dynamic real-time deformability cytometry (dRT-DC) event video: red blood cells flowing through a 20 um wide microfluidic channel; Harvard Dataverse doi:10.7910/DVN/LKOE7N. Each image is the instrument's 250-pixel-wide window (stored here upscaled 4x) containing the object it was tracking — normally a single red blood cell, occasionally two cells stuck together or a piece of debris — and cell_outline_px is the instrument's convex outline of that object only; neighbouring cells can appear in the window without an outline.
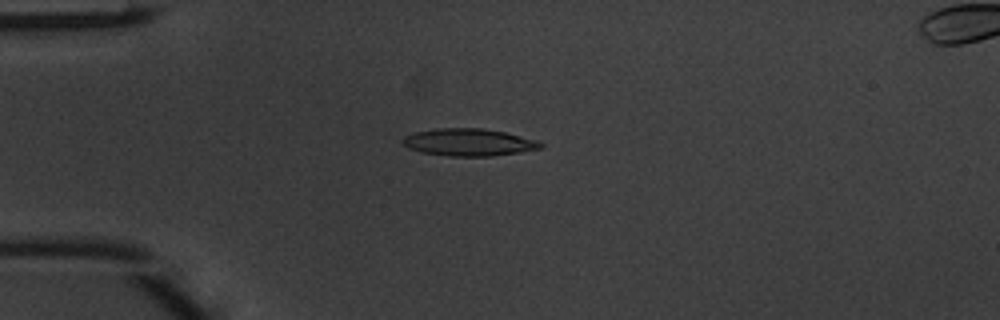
{"species": "common noctule bat (a hibernating species)", "species_latin": "Nyctalus noctula", "temperature_condition": "warm", "stored_images_in_passage": 37, "camera_frame_rate_fps": 3000, "um_per_image_px": 0.085, "animal": {"sex": "male", "body_mass_g": 20.1, "forearm_length_mm": 53.5}, "frame": {"image": 1, "passage_image": 1, "time_ms": 0.0, "image_size_px": [1000, 320], "cell_outline_px": [[544, 148], [520, 152], [492, 156], [448, 156], [420, 152], [408, 148], [400, 140], [404, 136], [416, 132], [436, 128], [484, 128], [504, 132], [536, 140], [544, 144]], "centroid_in_image_um": [39.84, 12.09], "position_along_channel_um": 45.2, "area_um2": 22.02}}
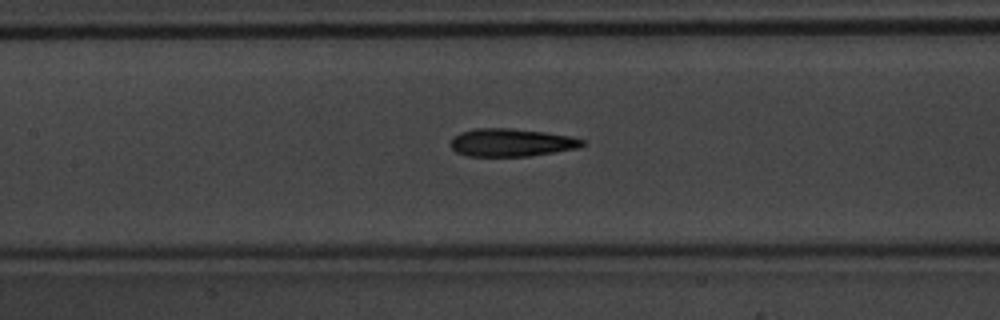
{"frame": {"image": 2, "passage_image": 11, "time_ms": 3.333, "image_size_px": [1000, 320], "cell_outline_px": [[584, 144], [576, 148], [528, 156], [468, 156], [456, 152], [448, 144], [452, 136], [460, 132], [476, 128], [512, 128], [544, 132], [572, 136], [584, 140]], "centroid_in_image_um": [43.39, 12.1], "position_along_channel_um": 164.0, "area_um2": 21.44}}
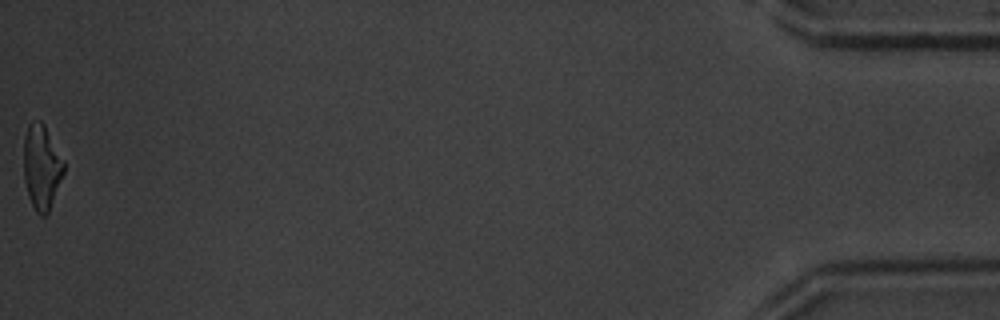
{"frame": {"image": 3, "passage_image": 37, "time_ms": 12.0, "image_size_px": [1000, 320], "cell_outline_px": [[64, 172], [48, 212], [44, 216], [40, 216], [36, 212], [28, 196], [24, 180], [24, 136], [28, 124], [32, 120], [40, 120], [44, 124], [64, 160]], "centroid_in_image_um": [3.53, 14.17], "position_along_channel_um": 431.7, "area_um2": 19.77}, "authors_computed_cell_mechanics": {"area_um2": 20.9814, "velocity_mm_per_s": 4.1814, "shape_relaxation_time_tau1_ms": 2.5931, "shape_relaxation_time_tau2_ms": 2.2725, "deformation_change_tau1": 0.1559, "deformation_change_tau2": 0.1138}}